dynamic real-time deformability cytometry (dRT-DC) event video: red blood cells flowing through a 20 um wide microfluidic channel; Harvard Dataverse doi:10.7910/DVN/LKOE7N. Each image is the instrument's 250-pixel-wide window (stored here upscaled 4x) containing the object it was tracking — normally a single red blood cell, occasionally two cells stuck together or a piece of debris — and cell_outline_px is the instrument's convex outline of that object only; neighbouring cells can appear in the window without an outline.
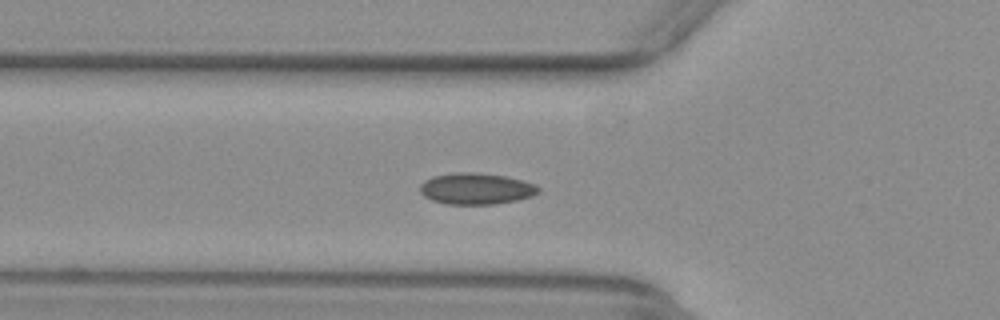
{"species": "common noctule bat (a hibernating species)", "species_latin": "Nyctalus noctula", "temperature_condition": "warm", "stored_images_in_passage": 47, "camera_frame_rate_fps": 3000, "um_per_image_px": 0.085, "animal": {"sex": "female", "body_mass_g": 29.2, "forearm_length_mm": 56.3}, "frame": {"image": 1, "passage_image": 12, "time_ms": 3.667, "image_size_px": [1000, 320], "cell_outline_px": [[540, 192], [532, 196], [516, 200], [496, 204], [444, 204], [432, 200], [424, 196], [420, 192], [420, 184], [424, 180], [432, 176], [456, 172], [472, 172], [504, 176], [520, 180], [532, 184], [540, 188]], "centroid_in_image_um": [40.42, 16.04], "position_along_channel_um": 85.4, "area_um2": 21.56}}
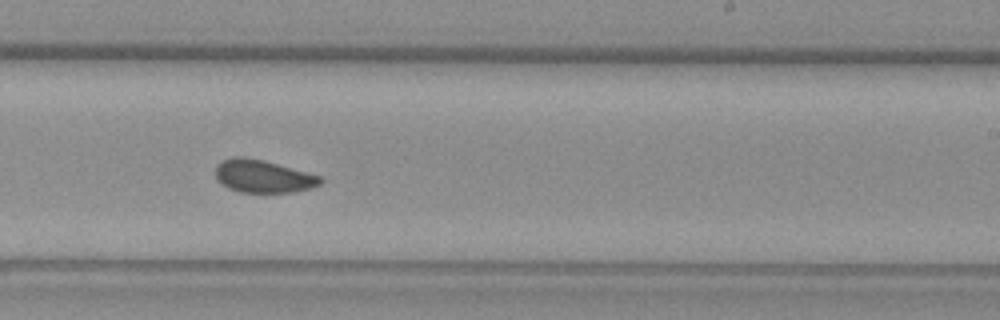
{"frame": {"image": 2, "passage_image": 26, "time_ms": 8.333, "image_size_px": [1000, 320], "cell_outline_px": [[324, 180], [320, 184], [312, 188], [292, 192], [240, 192], [228, 188], [220, 184], [216, 180], [216, 164], [224, 160], [236, 156], [244, 156], [264, 160], [320, 176]], "centroid_in_image_um": [22.33, 14.98], "position_along_channel_um": 266.7, "area_um2": 20.06}}
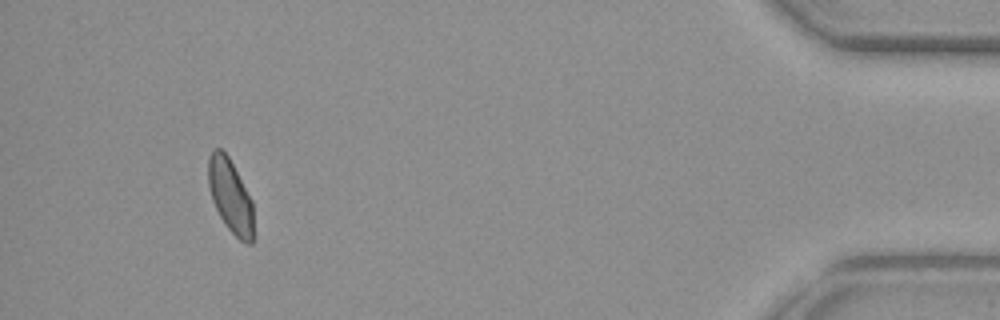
{"frame": {"image": 3, "passage_image": 43, "time_ms": 14.0, "image_size_px": [1000, 320], "cell_outline_px": [[256, 240], [252, 244], [244, 244], [224, 224], [212, 200], [208, 184], [208, 156], [212, 148], [220, 148], [228, 156], [252, 200], [256, 236]], "centroid_in_image_um": [19.62, 16.73], "position_along_channel_um": 415.6, "area_um2": 19.94}, "authors_computed_cell_mechanics": {"area_um2": 20.3456, "velocity_mm_per_s": 3.8812, "shape_relaxation_time_tau1_ms": 10.9721, "shape_relaxation_time_tau2_ms": 1.4023, "deformation_change_tau1": 0.125, "deformation_change_tau2": 0.041}}